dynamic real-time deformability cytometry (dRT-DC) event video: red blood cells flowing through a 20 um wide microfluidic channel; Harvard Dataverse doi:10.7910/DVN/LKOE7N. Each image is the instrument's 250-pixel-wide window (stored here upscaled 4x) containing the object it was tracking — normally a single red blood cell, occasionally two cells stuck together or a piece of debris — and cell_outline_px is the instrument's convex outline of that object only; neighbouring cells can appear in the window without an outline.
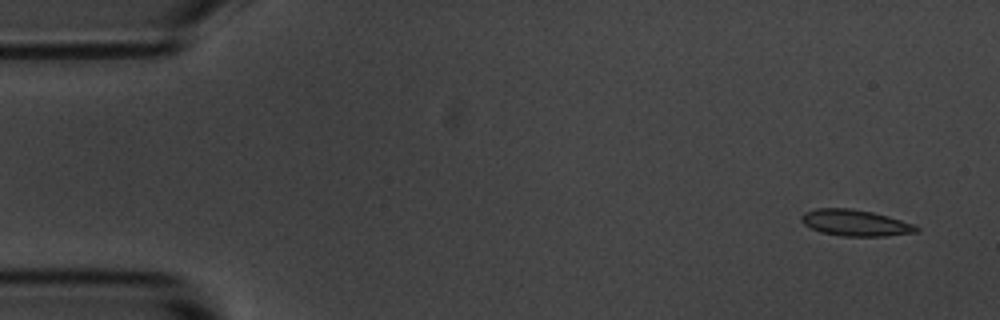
{"species": "common noctule bat (a hibernating species)", "species_latin": "Nyctalus noctula", "temperature_condition": "room temperature", "stored_images_in_passage": 5, "camera_frame_rate_fps": 3000, "um_per_image_px": 0.085, "animal": {"sex": "male", "body_mass_g": 20.1, "forearm_length_mm": 53.5}, "frame": {"image": 1, "passage_image": 1, "time_ms": 0.0, "image_size_px": [1000, 320], "cell_outline_px": [[920, 232], [884, 236], [844, 236], [820, 232], [804, 224], [800, 220], [800, 216], [804, 212], [816, 208], [848, 208], [872, 212], [888, 216], [912, 224], [920, 228]], "centroid_in_image_um": [72.68, 18.94], "position_along_channel_um": 12.3, "area_um2": 17.57}}
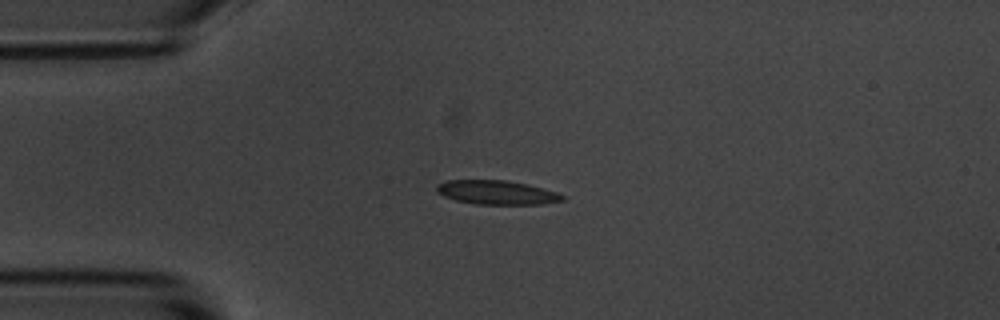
{"frame": {"image": 2, "passage_image": 4, "time_ms": 3.333, "image_size_px": [1000, 320], "cell_outline_px": [[564, 200], [544, 204], [476, 204], [456, 200], [444, 196], [436, 192], [436, 184], [448, 180], [504, 180], [524, 184], [556, 192], [564, 196]], "centroid_in_image_um": [42.17, 16.36], "position_along_channel_um": 42.8, "area_um2": 17.4}}